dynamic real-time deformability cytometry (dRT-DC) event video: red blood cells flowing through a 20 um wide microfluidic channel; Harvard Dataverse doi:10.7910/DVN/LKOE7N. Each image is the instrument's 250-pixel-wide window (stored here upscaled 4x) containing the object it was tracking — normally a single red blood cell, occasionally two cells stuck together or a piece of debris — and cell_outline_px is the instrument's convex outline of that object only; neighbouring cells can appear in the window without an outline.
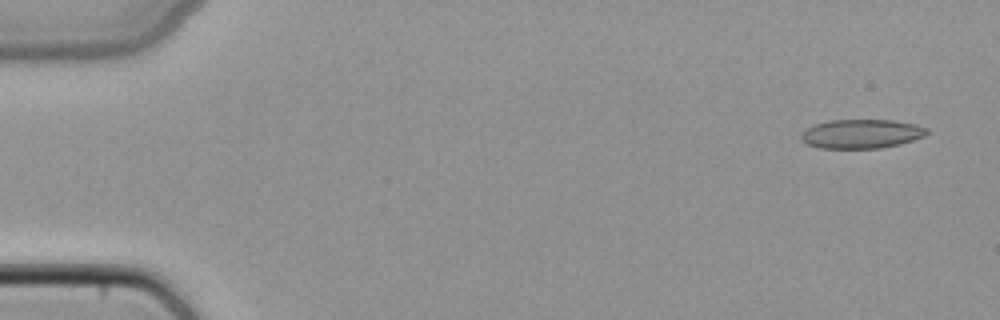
{"species": "common noctule bat (a hibernating species)", "species_latin": "Nyctalus noctula", "temperature_condition": "cold", "stored_images_in_passage": 49, "camera_frame_rate_fps": 3000, "um_per_image_px": 0.085, "animal": {"sex": "female", "body_mass_g": 22.7, "forearm_length_mm": 54.2}, "frame": {"image": 1, "passage_image": 3, "time_ms": 0.667, "image_size_px": [1000, 320], "cell_outline_px": [[928, 132], [924, 136], [900, 144], [880, 148], [820, 148], [808, 144], [800, 140], [800, 136], [808, 128], [816, 124], [828, 120], [892, 120], [916, 124], [928, 128]], "centroid_in_image_um": [73.24, 11.37], "position_along_channel_um": 11.8, "area_um2": 21.21}}
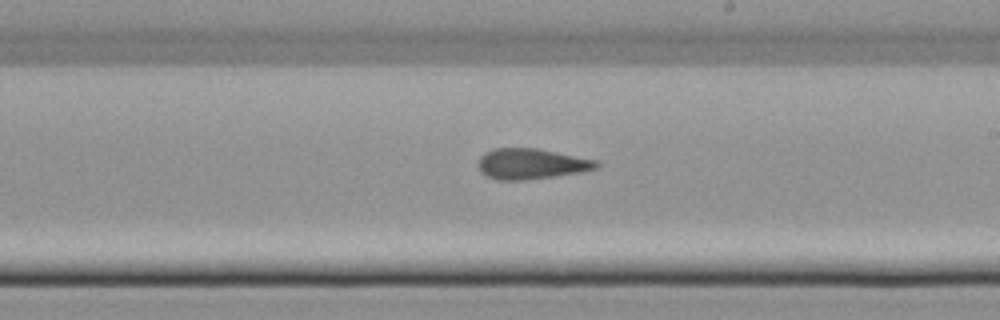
{"frame": {"image": 2, "passage_image": 29, "time_ms": 9.333, "image_size_px": [1000, 320], "cell_outline_px": [[600, 164], [596, 168], [580, 172], [524, 180], [496, 180], [480, 172], [476, 164], [480, 156], [484, 152], [492, 148], [536, 148], [596, 160]], "centroid_in_image_um": [45.08, 13.92], "position_along_channel_um": 243.9, "area_um2": 21.04}}
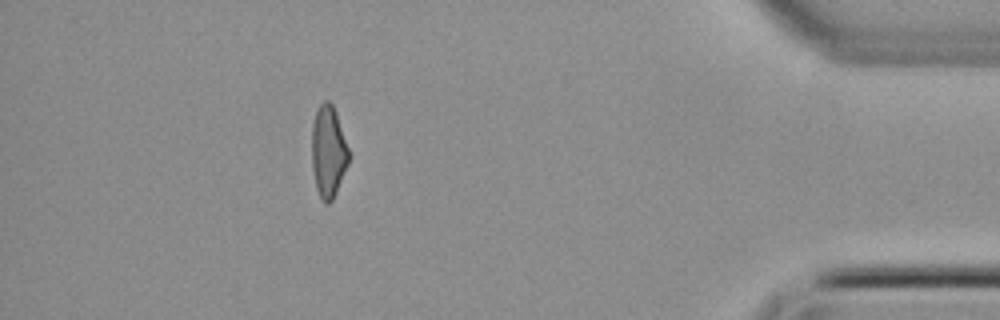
{"frame": {"image": 3, "passage_image": 44, "time_ms": 14.333, "image_size_px": [1000, 320], "cell_outline_px": [[348, 164], [336, 192], [332, 200], [328, 204], [324, 204], [320, 200], [316, 188], [312, 168], [312, 124], [316, 112], [320, 104], [324, 100], [328, 100], [332, 104], [336, 112], [348, 148]], "centroid_in_image_um": [27.89, 12.91], "position_along_channel_um": 407.3, "area_um2": 19.71}}